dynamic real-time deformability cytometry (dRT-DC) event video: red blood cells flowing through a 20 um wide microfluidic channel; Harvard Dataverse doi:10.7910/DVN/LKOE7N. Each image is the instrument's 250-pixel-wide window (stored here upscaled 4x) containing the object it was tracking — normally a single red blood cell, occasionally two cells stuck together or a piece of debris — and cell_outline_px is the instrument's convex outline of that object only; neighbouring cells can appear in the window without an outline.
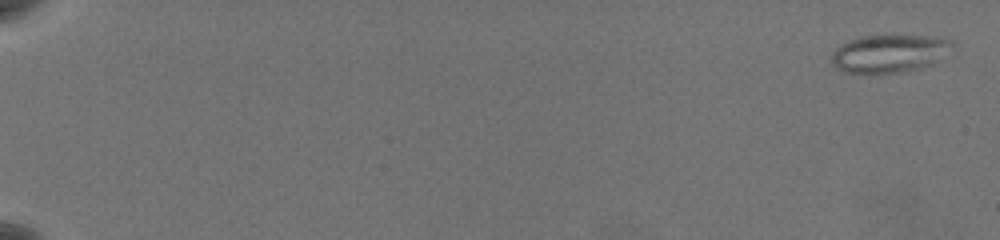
{"species": "common noctule bat (a hibernating species)", "species_latin": "Nyctalus noctula", "temperature_condition": "warm", "stored_images_in_passage": 61, "camera_frame_rate_fps": 3000, "um_per_image_px": 0.085, "animal": {"sex": "female", "body_mass_g": 19.5, "forearm_length_mm": 54.1}, "frame": {"image": 1, "passage_image": 2, "time_ms": 0.333, "image_size_px": [1000, 240], "cell_outline_px": [[952, 44], [932, 64], [920, 68], [900, 72], [844, 72], [836, 68], [832, 64], [832, 52], [836, 48], [852, 40], [864, 36], [928, 36], [952, 40]], "centroid_in_image_um": [75.54, 4.55], "position_along_channel_um": 9.5, "area_um2": 25.66}}
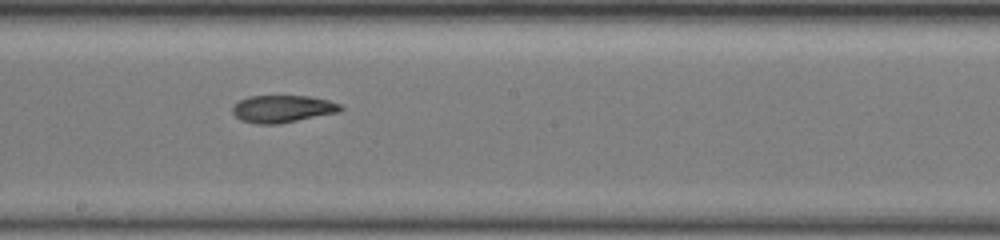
{"frame": {"image": 2, "passage_image": 38, "time_ms": 12.333, "image_size_px": [1000, 240], "cell_outline_px": [[344, 108], [340, 112], [276, 124], [256, 124], [240, 120], [232, 112], [232, 108], [240, 100], [248, 96], [308, 96], [328, 100], [340, 104]], "centroid_in_image_um": [24.02, 9.25], "position_along_channel_um": 224.2, "area_um2": 17.11}}
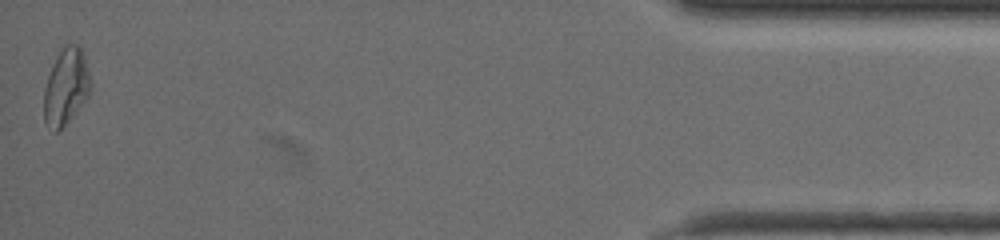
{"frame": {"image": 3, "passage_image": 61, "time_ms": 20.0, "image_size_px": [1000, 240], "cell_outline_px": [[92, 84], [88, 96], [68, 120], [56, 132], [44, 120], [44, 88], [52, 64], [56, 56], [68, 44], [76, 44], [84, 52]], "centroid_in_image_um": [5.62, 7.32], "position_along_channel_um": 429.6, "area_um2": 20.35}, "authors_computed_cell_mechanics": {"area_um2": 19.7098, "velocity_mm_per_s": 3.6433, "shape_relaxation_time_tau1_ms": null, "shape_relaxation_time_tau2_ms": 3.8917, "deformation_change_tau1": null, "deformation_change_tau2": 0.1147}}